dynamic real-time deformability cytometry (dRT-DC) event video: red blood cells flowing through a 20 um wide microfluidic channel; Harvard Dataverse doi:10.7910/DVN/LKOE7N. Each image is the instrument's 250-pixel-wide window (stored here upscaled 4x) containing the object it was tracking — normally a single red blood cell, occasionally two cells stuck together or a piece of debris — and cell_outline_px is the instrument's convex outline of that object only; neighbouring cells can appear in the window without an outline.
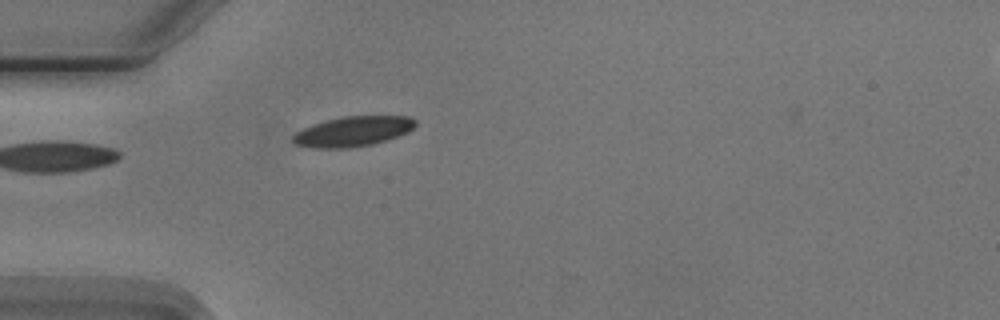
{"species": "Egyptian fruit bat (a non-hibernating species)", "species_latin": "Rousettus aegyptiacus", "temperature_condition": "cold", "stored_images_in_passage": 1, "camera_frame_rate_fps": 3000, "um_per_image_px": 0.085, "animal": {"sex": "male"}, "frame": {"image": 1, "passage_image": 1, "time_ms": 0.0, "image_size_px": [1000, 320], "cell_outline_px": [[416, 124], [408, 132], [400, 136], [388, 140], [372, 144], [348, 148], [312, 148], [296, 144], [292, 140], [292, 136], [296, 132], [312, 124], [344, 116], [408, 116], [416, 120]], "centroid_in_image_um": [30.02, 11.17], "position_along_channel_um": 55.0, "area_um2": 21.44}}